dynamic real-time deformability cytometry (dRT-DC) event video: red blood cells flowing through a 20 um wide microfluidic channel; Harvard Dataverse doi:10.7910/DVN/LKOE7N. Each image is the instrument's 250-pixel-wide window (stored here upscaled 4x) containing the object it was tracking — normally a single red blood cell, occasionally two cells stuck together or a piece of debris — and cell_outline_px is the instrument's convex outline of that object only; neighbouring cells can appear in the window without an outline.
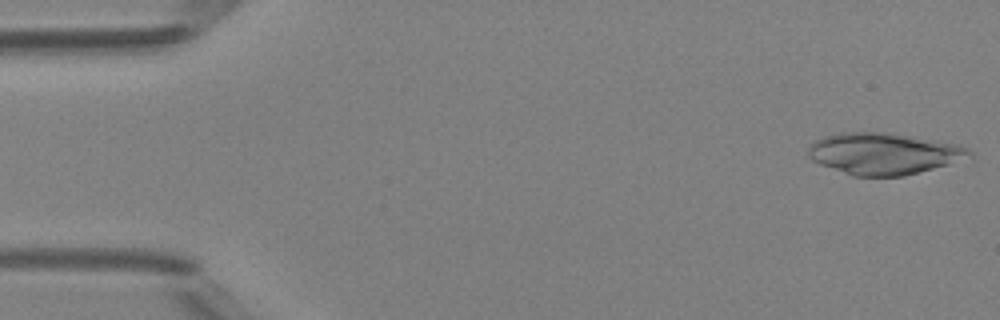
{"species": "Egyptian fruit bat (a non-hibernating species)", "species_latin": "Rousettus aegyptiacus", "temperature_condition": "room temperature", "stored_images_in_passage": 48, "camera_frame_rate_fps": 3000, "um_per_image_px": 0.085, "animal": {"sex": "female"}, "frame": {"image": 1, "passage_image": 1, "time_ms": 0.0, "image_size_px": [1000, 320], "cell_outline_px": [[972, 160], [904, 176], [852, 176], [820, 164], [812, 160], [808, 156], [808, 144], [824, 136], [840, 132], [892, 132], [960, 144], [968, 148], [972, 152]], "centroid_in_image_um": [75.21, 13.06], "position_along_channel_um": 9.8, "area_um2": 40.06}}
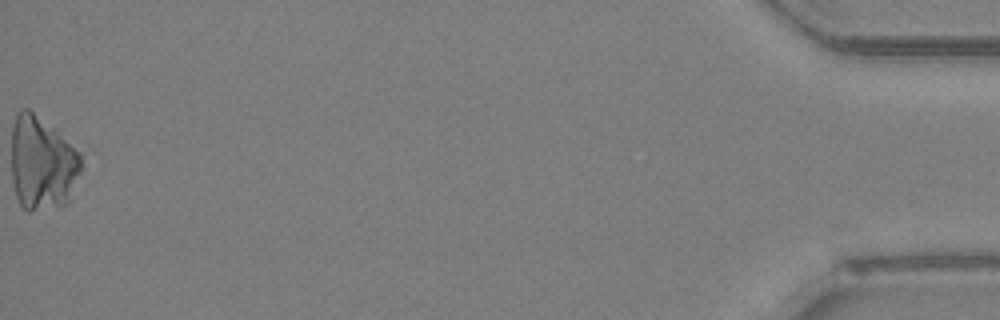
{"frame": {"image": 2, "passage_image": 48, "time_ms": 15.667, "image_size_px": [1000, 320], "cell_outline_px": [[80, 172], [68, 204], [28, 212], [20, 204], [16, 196], [12, 180], [12, 124], [16, 112], [20, 108], [28, 108], [56, 128], [80, 152]], "centroid_in_image_um": [3.57, 13.85], "position_along_channel_um": 431.6, "area_um2": 38.67}}